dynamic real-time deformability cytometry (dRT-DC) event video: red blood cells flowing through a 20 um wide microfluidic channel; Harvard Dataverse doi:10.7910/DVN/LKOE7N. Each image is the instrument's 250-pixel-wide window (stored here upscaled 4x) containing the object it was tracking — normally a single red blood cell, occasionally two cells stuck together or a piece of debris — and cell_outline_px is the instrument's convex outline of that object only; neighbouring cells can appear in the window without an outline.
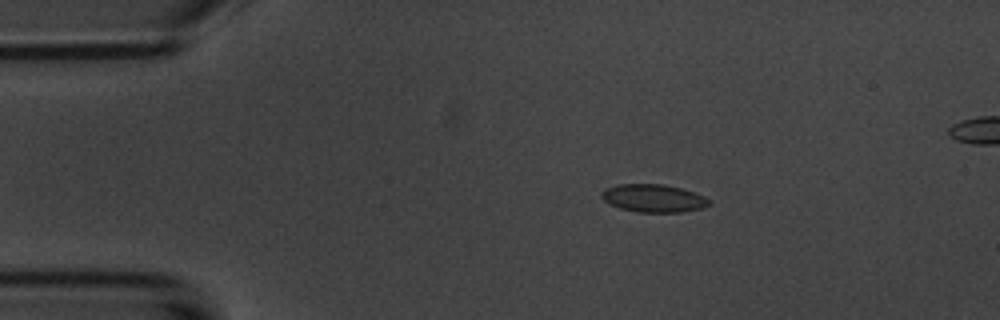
{"species": "common noctule bat (a hibernating species)", "species_latin": "Nyctalus noctula", "temperature_condition": "room temperature", "stored_images_in_passage": 5, "segment_of_instrument_passage": [1, 2], "camera_frame_rate_fps": 3000, "um_per_image_px": 0.085, "animal": {"sex": "male", "body_mass_g": 20.1, "forearm_length_mm": 53.5}, "frame": {"image": 1, "passage_image": 3, "time_ms": 2.0, "image_size_px": [1000, 320], "cell_outline_px": [[712, 204], [700, 208], [680, 212], [636, 212], [620, 208], [608, 204], [600, 196], [600, 192], [604, 188], [616, 184], [664, 184], [680, 188], [704, 196], [712, 200]], "centroid_in_image_um": [55.5, 16.84], "position_along_channel_um": 29.5, "area_um2": 17.63}}